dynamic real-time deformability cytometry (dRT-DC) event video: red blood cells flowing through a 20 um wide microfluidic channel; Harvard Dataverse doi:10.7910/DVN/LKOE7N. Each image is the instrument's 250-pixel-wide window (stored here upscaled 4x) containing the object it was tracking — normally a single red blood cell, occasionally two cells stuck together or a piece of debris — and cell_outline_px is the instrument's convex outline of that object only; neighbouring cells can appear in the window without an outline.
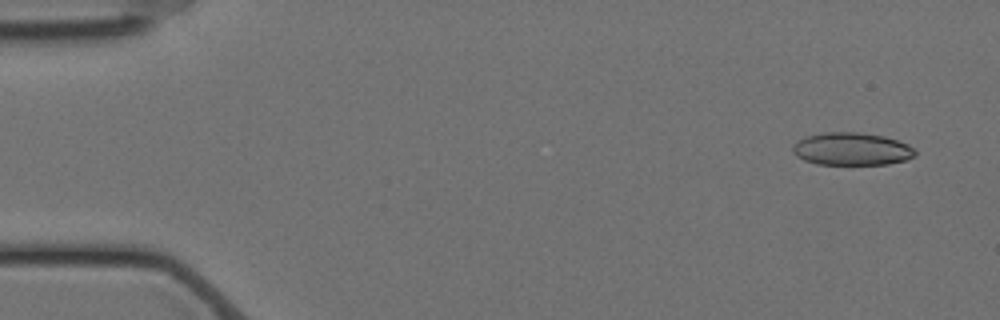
{"species": "Egyptian fruit bat (a non-hibernating species)", "species_latin": "Rousettus aegyptiacus", "temperature_condition": "cold", "stored_images_in_passage": 55, "camera_frame_rate_fps": 3000, "um_per_image_px": 0.085, "animal": {"sex": "female"}, "frame": {"image": 1, "passage_image": 1, "time_ms": 0.0, "image_size_px": [1000, 320], "cell_outline_px": [[912, 156], [900, 160], [880, 164], [824, 164], [808, 160], [800, 156], [816, 136], [876, 136], [892, 140], [904, 144], [912, 152]], "centroid_in_image_um": [72.69, 12.78], "position_along_channel_um": 12.3, "area_um2": 18.67}}
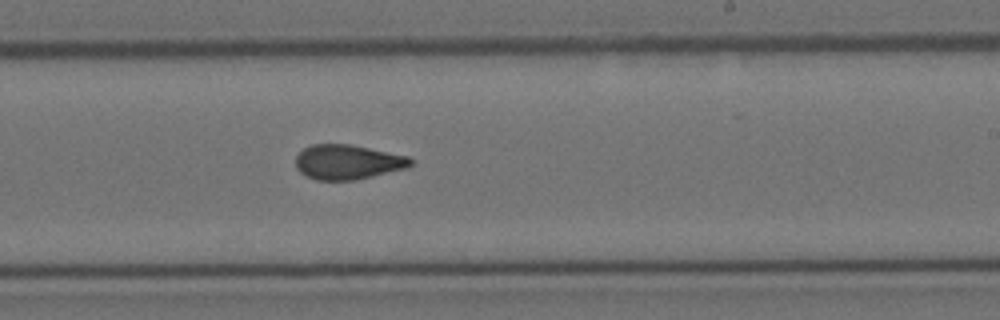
{"frame": {"image": 2, "passage_image": 32, "time_ms": 10.333, "image_size_px": [1000, 320], "cell_outline_px": [[412, 160], [408, 164], [396, 168], [364, 176], [340, 180], [324, 180], [312, 176], [304, 172], [296, 164], [296, 160], [300, 152], [308, 148], [320, 144], [340, 144], [364, 148], [400, 156]], "centroid_in_image_um": [29.4, 13.75], "position_along_channel_um": 259.6, "area_um2": 20.52}}
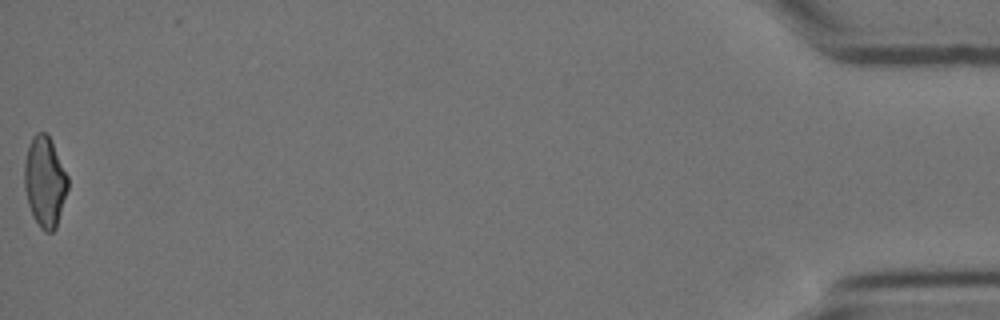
{"frame": {"image": 3, "passage_image": 55, "time_ms": 18.0, "image_size_px": [1000, 320], "cell_outline_px": [[68, 188], [56, 224], [52, 232], [48, 232], [36, 220], [32, 212], [28, 200], [28, 152], [32, 140], [40, 132], [44, 132], [48, 136], [68, 176]], "centroid_in_image_um": [3.9, 15.46], "position_along_channel_um": 431.3, "area_um2": 20.63}, "authors_computed_cell_mechanics": {"area_um2": 20.6346, "velocity_mm_per_s": 3.5248, "shape_relaxation_time_tau1_ms": null, "shape_relaxation_time_tau2_ms": 2.3977, "deformation_change_tau1": null, "deformation_change_tau2": 0.0847}}